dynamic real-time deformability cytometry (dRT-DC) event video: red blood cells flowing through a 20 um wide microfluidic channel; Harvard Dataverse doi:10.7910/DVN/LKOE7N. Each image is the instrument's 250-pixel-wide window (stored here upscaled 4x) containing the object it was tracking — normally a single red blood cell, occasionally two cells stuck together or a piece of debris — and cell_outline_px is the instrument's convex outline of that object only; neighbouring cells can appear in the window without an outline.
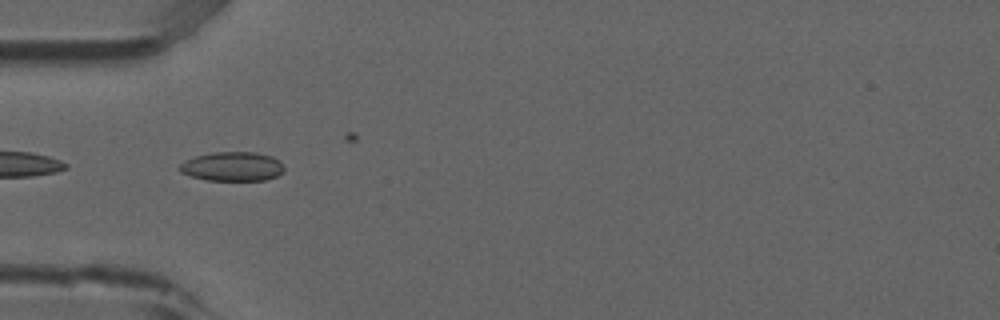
{"species": "common noctule bat (a hibernating species)", "species_latin": "Nyctalus noctula", "temperature_condition": "room temperature", "stored_images_in_passage": 6, "camera_frame_rate_fps": 3000, "um_per_image_px": 0.085, "animal": {"sex": "male", "forearm_length_mm": 52.5}, "frame": {"image": 1, "passage_image": 6, "time_ms": 1.667, "image_size_px": [1000, 320], "cell_outline_px": [[284, 172], [276, 176], [264, 180], [208, 180], [192, 176], [180, 172], [176, 168], [184, 160], [196, 156], [212, 152], [256, 152], [272, 156], [280, 160], [284, 164]], "centroid_in_image_um": [19.76, 14.14], "position_along_channel_um": 65.2, "area_um2": 17.98}}